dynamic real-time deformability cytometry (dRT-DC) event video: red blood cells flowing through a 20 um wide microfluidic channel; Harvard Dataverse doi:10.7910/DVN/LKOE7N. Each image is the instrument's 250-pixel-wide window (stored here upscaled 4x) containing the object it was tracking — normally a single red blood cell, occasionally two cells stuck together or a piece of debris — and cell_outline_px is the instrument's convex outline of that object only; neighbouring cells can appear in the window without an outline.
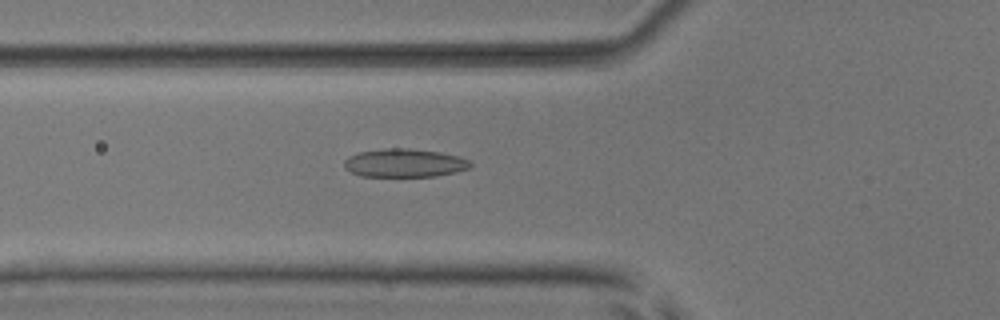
{"species": "common noctule bat (a hibernating species)", "species_latin": "Nyctalus noctula", "temperature_condition": "room temperature", "stored_images_in_passage": 5, "camera_frame_rate_fps": 3000, "um_per_image_px": 0.085, "animal": {"sex": "male", "body_mass_g": 17.9, "forearm_length_mm": 54.2}, "frame": {"image": 1, "passage_image": 2, "time_ms": 0.333, "image_size_px": [1000, 320], "cell_outline_px": [[472, 164], [468, 168], [456, 172], [436, 176], [360, 176], [352, 172], [344, 164], [344, 160], [348, 156], [356, 152], [384, 148], [408, 148], [440, 152], [460, 156], [468, 160]], "centroid_in_image_um": [34.38, 13.84], "position_along_channel_um": 91.4, "area_um2": 20.87}}
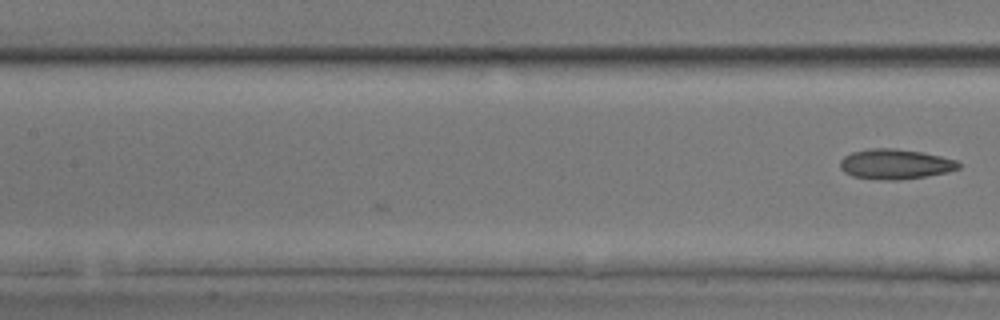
{"frame": {"image": 2, "passage_image": 5, "time_ms": 1.333, "image_size_px": [1000, 320], "cell_outline_px": [[960, 168], [948, 172], [924, 176], [896, 180], [884, 180], [852, 176], [844, 172], [840, 168], [840, 160], [844, 156], [852, 152], [872, 148], [896, 148], [924, 152], [956, 160], [960, 164]], "centroid_in_image_um": [76.09, 13.94], "position_along_channel_um": 131.3, "area_um2": 20.75}}